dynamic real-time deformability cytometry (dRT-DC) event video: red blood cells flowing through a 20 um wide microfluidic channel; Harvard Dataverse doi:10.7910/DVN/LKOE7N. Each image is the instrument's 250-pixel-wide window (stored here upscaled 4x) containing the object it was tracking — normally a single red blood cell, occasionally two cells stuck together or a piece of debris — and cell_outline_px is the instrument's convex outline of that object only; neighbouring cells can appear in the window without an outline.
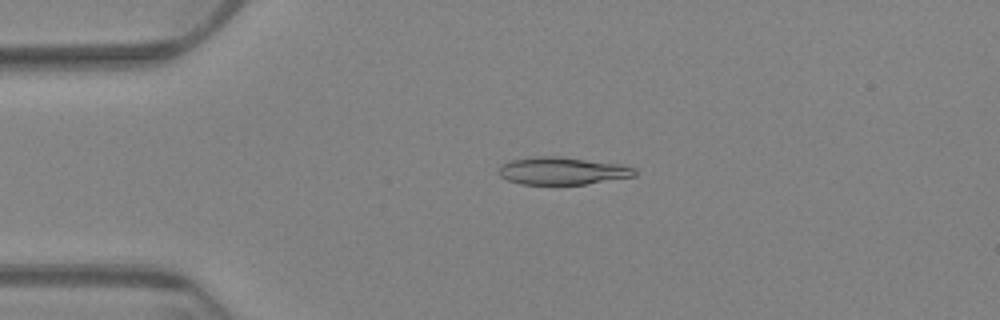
{"species": "Egyptian fruit bat (a non-hibernating species)", "species_latin": "Rousettus aegyptiacus", "temperature_condition": "warm", "stored_images_in_passage": 52, "camera_frame_rate_fps": 3000, "um_per_image_px": 0.085, "animal": {"sex": "female"}, "frame": {"image": 1, "passage_image": 5, "time_ms": 1.333, "image_size_px": [1000, 320], "cell_outline_px": [[636, 176], [584, 184], [520, 184], [508, 180], [500, 176], [500, 164], [508, 160], [536, 156], [560, 156], [624, 164], [636, 168]], "centroid_in_image_um": [47.82, 14.51], "position_along_channel_um": 37.2, "area_um2": 22.02}}
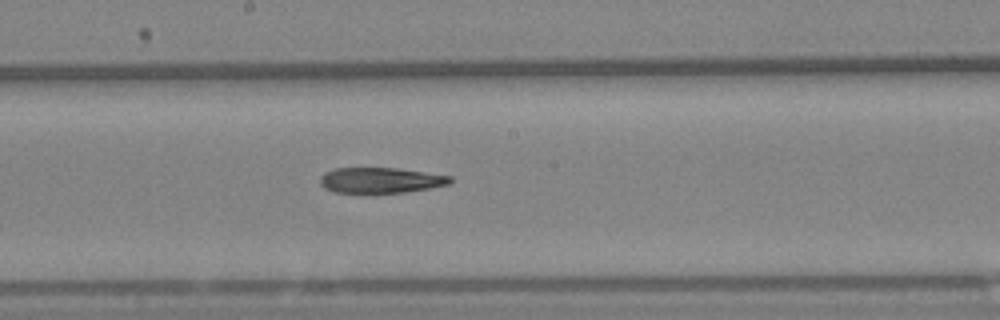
{"frame": {"image": 2, "passage_image": 24, "time_ms": 7.667, "image_size_px": [1000, 320], "cell_outline_px": [[452, 180], [448, 184], [428, 188], [404, 192], [332, 192], [324, 188], [320, 184], [320, 176], [324, 172], [336, 168], [396, 168], [452, 176]], "centroid_in_image_um": [32.3, 15.31], "position_along_channel_um": 215.9, "area_um2": 19.13}}
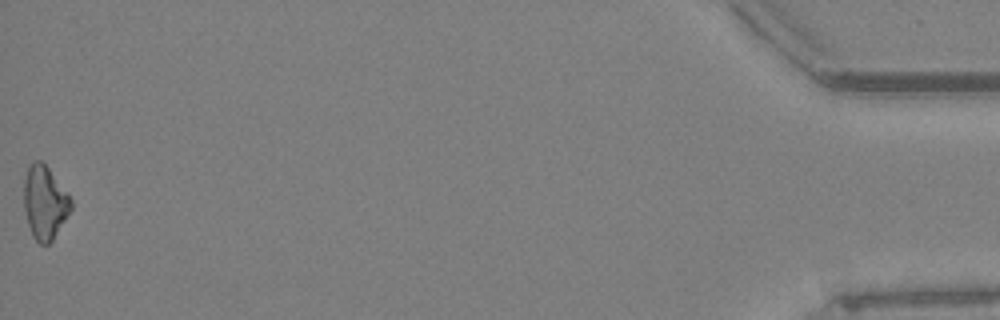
{"frame": {"image": 3, "passage_image": 52, "time_ms": 17.0, "image_size_px": [1000, 320], "cell_outline_px": [[72, 208], [52, 240], [48, 244], [40, 244], [32, 236], [28, 224], [24, 208], [24, 180], [28, 164], [36, 160], [40, 160], [48, 168], [68, 192], [72, 200]], "centroid_in_image_um": [3.8, 17.19], "position_along_channel_um": 431.4, "area_um2": 20.11}}